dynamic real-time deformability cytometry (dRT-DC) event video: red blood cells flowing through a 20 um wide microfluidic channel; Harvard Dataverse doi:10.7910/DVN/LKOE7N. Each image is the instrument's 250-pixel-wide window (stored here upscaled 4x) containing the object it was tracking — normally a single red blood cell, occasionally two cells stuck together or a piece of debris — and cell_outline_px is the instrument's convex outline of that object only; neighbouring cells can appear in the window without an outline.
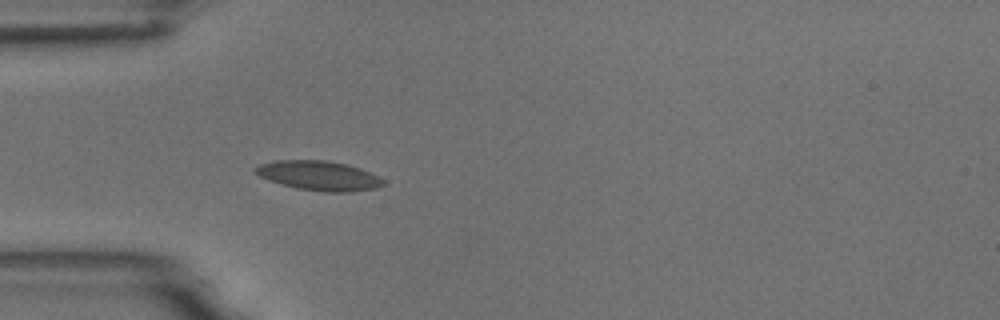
{"species": "common noctule bat (a hibernating species)", "species_latin": "Nyctalus noctula", "temperature_condition": "room temperature", "stored_images_in_passage": 4, "camera_frame_rate_fps": 3000, "um_per_image_px": 0.085, "animal": {"sex": "male", "body_mass_g": 18.8}, "frame": {"image": 1, "passage_image": 4, "time_ms": 4.333, "image_size_px": [1000, 320], "cell_outline_px": [[384, 184], [376, 188], [352, 192], [324, 192], [296, 188], [280, 184], [268, 180], [260, 176], [252, 168], [260, 164], [276, 160], [324, 160], [348, 164], [360, 168], [384, 180]], "centroid_in_image_um": [27.08, 14.93], "position_along_channel_um": 57.9, "area_um2": 22.02}}